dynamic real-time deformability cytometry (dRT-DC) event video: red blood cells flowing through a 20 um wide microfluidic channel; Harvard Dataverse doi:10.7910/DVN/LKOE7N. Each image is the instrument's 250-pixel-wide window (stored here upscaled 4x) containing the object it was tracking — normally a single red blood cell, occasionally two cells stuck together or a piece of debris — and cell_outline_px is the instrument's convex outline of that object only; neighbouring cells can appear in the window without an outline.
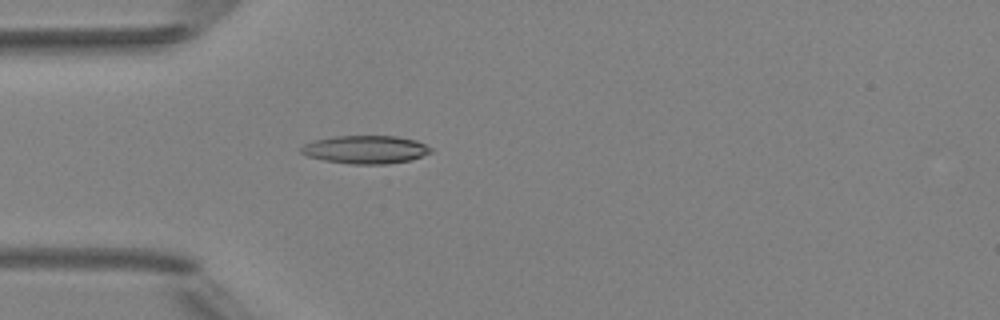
{"species": "Egyptian fruit bat (a non-hibernating species)", "species_latin": "Rousettus aegyptiacus", "temperature_condition": "room temperature", "stored_images_in_passage": 2, "camera_frame_rate_fps": 3000, "um_per_image_px": 0.085, "animal": {"sex": "female"}, "frame": {"image": 1, "passage_image": 2, "time_ms": 1.333, "image_size_px": [1000, 320], "cell_outline_px": [[432, 152], [408, 160], [388, 164], [352, 164], [324, 160], [308, 156], [300, 152], [300, 148], [304, 144], [316, 140], [336, 136], [396, 136], [416, 140], [432, 148]], "centroid_in_image_um": [31.07, 12.71], "position_along_channel_um": 53.9, "area_um2": 21.04}}